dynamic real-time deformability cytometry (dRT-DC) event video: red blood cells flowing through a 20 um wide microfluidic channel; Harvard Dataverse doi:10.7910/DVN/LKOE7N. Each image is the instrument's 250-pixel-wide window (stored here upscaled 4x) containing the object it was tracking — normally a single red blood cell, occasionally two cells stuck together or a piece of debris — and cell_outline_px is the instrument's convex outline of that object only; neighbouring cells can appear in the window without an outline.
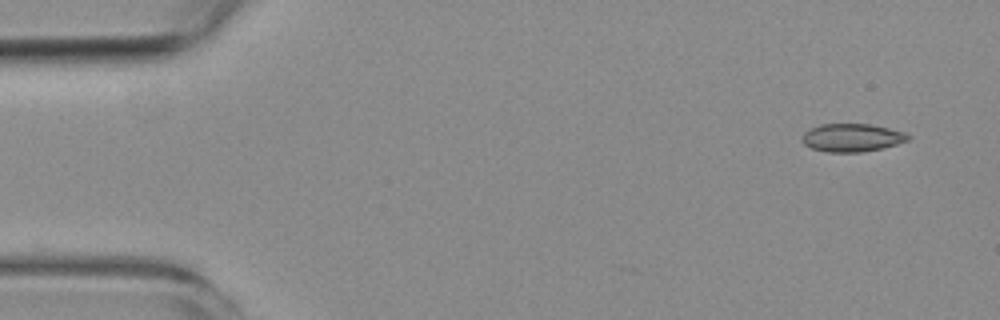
{"species": "common noctule bat (a hibernating species)", "species_latin": "Nyctalus noctula", "temperature_condition": "room temperature", "stored_images_in_passage": 4, "camera_frame_rate_fps": 3000, "um_per_image_px": 0.085, "animal": {"sex": "female", "body_mass_g": 19.3, "forearm_length_mm": 54.1}, "frame": {"image": 1, "passage_image": 1, "time_ms": 0.0, "image_size_px": [1000, 320], "cell_outline_px": [[912, 136], [908, 140], [896, 144], [880, 148], [860, 152], [828, 152], [812, 148], [804, 144], [804, 132], [820, 124], [868, 124], [888, 128], [904, 132]], "centroid_in_image_um": [72.44, 11.7], "position_along_channel_um": 12.6, "area_um2": 16.99}}